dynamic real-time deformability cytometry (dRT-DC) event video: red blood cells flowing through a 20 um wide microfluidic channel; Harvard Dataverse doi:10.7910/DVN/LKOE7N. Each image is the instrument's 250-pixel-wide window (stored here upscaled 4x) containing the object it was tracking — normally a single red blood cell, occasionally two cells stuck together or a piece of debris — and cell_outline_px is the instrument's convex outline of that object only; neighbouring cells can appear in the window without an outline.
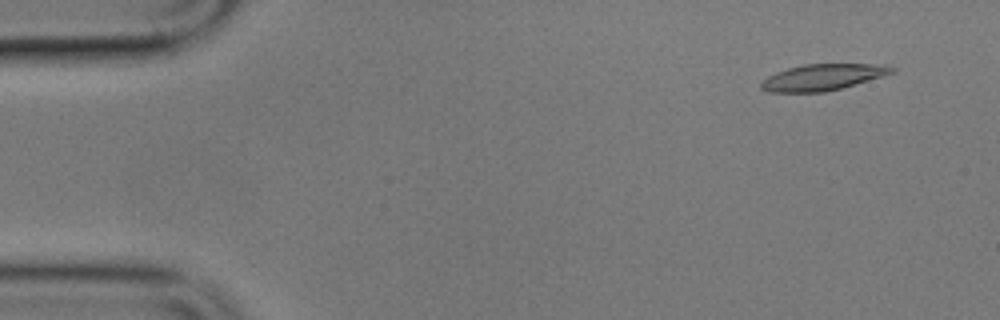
{"species": "common noctule bat (a hibernating species)", "species_latin": "Nyctalus noctula", "temperature_condition": "cold", "stored_images_in_passage": 5, "segment_of_instrument_passage": [1, 2], "camera_frame_rate_fps": 3000, "um_per_image_px": 0.085, "animal": {"sex": "male", "body_mass_g": 17.9}, "frame": {"image": 1, "passage_image": 1, "time_ms": 0.0, "image_size_px": [1000, 320], "cell_outline_px": [[896, 72], [840, 88], [824, 92], [768, 92], [760, 88], [760, 84], [768, 76], [776, 72], [788, 68], [804, 64], [884, 64], [896, 68]], "centroid_in_image_um": [69.93, 6.55], "position_along_channel_um": 15.1, "area_um2": 19.88}}